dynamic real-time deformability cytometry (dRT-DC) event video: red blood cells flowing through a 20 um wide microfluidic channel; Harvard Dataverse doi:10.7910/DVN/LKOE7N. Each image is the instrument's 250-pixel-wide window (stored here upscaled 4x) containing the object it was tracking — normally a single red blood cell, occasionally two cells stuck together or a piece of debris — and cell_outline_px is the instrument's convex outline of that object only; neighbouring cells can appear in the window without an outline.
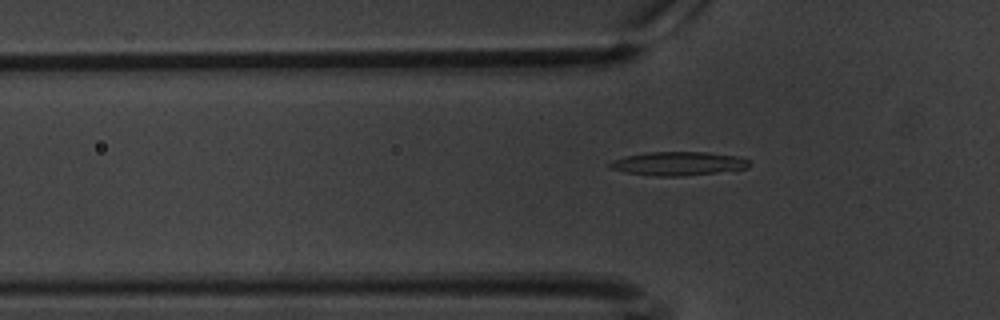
{"species": "common noctule bat (a hibernating species)", "species_latin": "Nyctalus noctula", "temperature_condition": "warm", "stored_images_in_passage": 48, "camera_frame_rate_fps": 3000, "um_per_image_px": 0.085, "animal": {"sex": "male", "body_mass_g": 20.1, "forearm_length_mm": 53.5}, "frame": {"image": 1, "passage_image": 7, "time_ms": 2.0, "image_size_px": [1000, 320], "cell_outline_px": [[752, 164], [748, 168], [716, 172], [680, 176], [652, 176], [628, 172], [608, 168], [608, 164], [612, 160], [624, 156], [644, 152], [708, 152], [740, 156], [748, 160]], "centroid_in_image_um": [57.64, 13.89], "position_along_channel_um": 68.2, "area_um2": 19.36}}
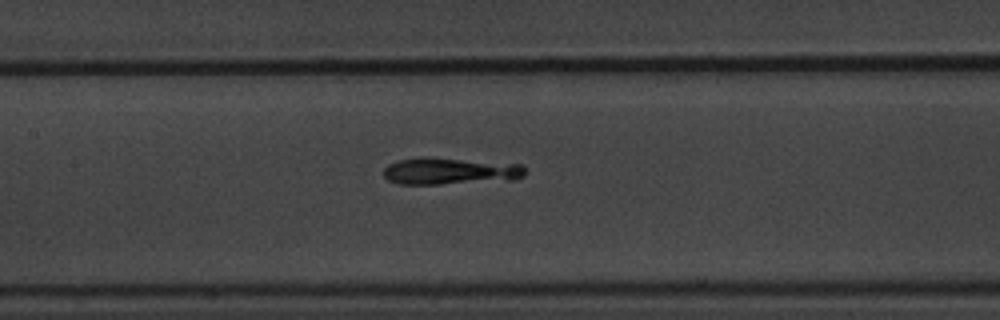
{"frame": {"image": 2, "passage_image": 16, "time_ms": 5.0, "image_size_px": [1000, 320], "cell_outline_px": [[524, 176], [516, 180], [440, 184], [400, 184], [388, 180], [384, 176], [384, 168], [388, 164], [400, 160], [420, 156], [424, 156], [520, 164], [524, 168]], "centroid_in_image_um": [38.25, 14.54], "position_along_channel_um": 169.2, "area_um2": 22.37}}
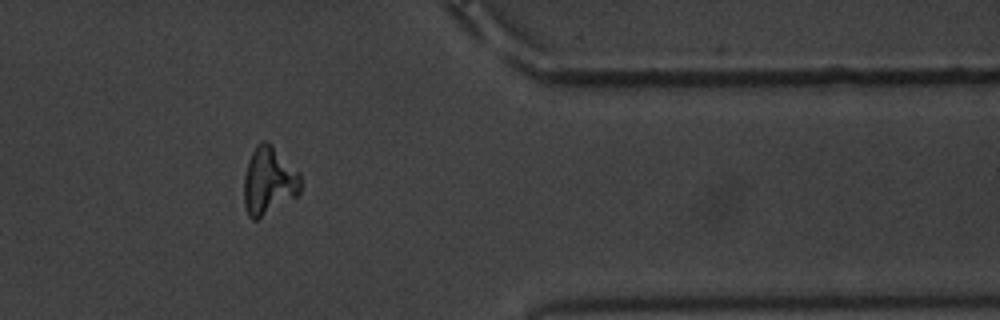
{"frame": {"image": 3, "passage_image": 37, "time_ms": 12.0, "image_size_px": [1000, 320], "cell_outline_px": [[300, 196], [256, 220], [252, 220], [248, 216], [244, 204], [244, 176], [248, 160], [256, 144], [264, 140], [268, 140], [300, 172]], "centroid_in_image_um": [22.86, 15.38], "position_along_channel_um": 388.5, "area_um2": 22.89}}